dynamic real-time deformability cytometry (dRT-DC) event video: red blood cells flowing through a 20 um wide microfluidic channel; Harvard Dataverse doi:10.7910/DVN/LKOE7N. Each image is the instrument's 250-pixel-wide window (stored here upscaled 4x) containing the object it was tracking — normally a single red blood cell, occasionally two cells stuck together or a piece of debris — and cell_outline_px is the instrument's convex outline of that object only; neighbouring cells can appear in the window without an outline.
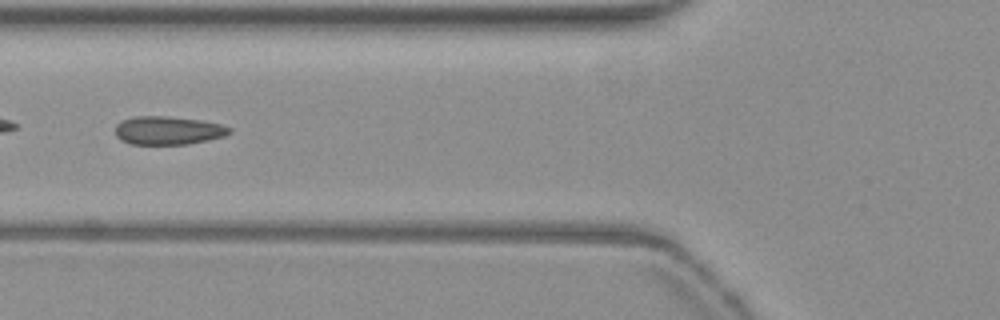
{"species": "common noctule bat (a hibernating species)", "species_latin": "Nyctalus noctula", "temperature_condition": "warm", "stored_images_in_passage": 38, "camera_frame_rate_fps": 3000, "um_per_image_px": 0.085, "animal": {"sex": "female", "body_mass_g": 19.3, "forearm_length_mm": 54.1}, "frame": {"image": 1, "passage_image": 5, "time_ms": 1.333, "image_size_px": [1000, 320], "cell_outline_px": [[232, 132], [224, 136], [208, 140], [188, 144], [132, 144], [120, 140], [116, 136], [116, 124], [120, 120], [136, 116], [164, 116], [200, 120], [220, 124], [232, 128]], "centroid_in_image_um": [14.28, 11.09], "position_along_channel_um": 111.5, "area_um2": 18.9}}
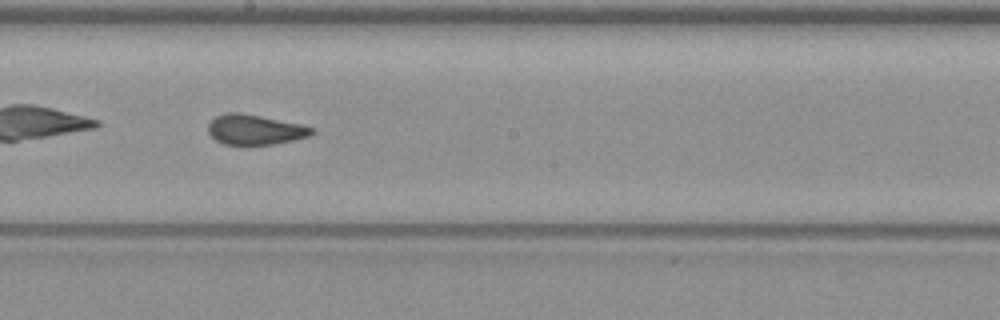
{"frame": {"image": 2, "passage_image": 14, "time_ms": 4.333, "image_size_px": [1000, 320], "cell_outline_px": [[316, 132], [308, 136], [292, 140], [272, 144], [224, 144], [216, 140], [208, 132], [208, 124], [216, 116], [228, 112], [240, 112], [300, 124], [312, 128]], "centroid_in_image_um": [21.65, 11.01], "position_along_channel_um": 226.6, "area_um2": 17.86}}
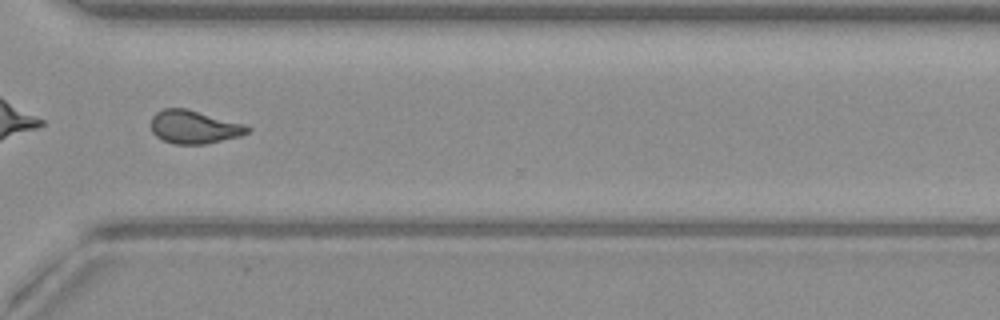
{"frame": {"image": 3, "passage_image": 24, "time_ms": 7.667, "image_size_px": [1000, 320], "cell_outline_px": [[252, 128], [248, 132], [240, 136], [204, 144], [172, 144], [156, 136], [152, 132], [152, 116], [156, 112], [164, 108], [188, 108], [244, 124]], "centroid_in_image_um": [16.49, 10.78], "position_along_channel_um": 354.1, "area_um2": 18.67}, "authors_computed_cell_mechanics": {"area_um2": 18.3515, "velocity_mm_per_s": 3.8323, "shape_relaxation_time_tau1_ms": null, "shape_relaxation_time_tau2_ms": 1.0909, "deformation_change_tau1": null, "deformation_change_tau2": 0.0718}}